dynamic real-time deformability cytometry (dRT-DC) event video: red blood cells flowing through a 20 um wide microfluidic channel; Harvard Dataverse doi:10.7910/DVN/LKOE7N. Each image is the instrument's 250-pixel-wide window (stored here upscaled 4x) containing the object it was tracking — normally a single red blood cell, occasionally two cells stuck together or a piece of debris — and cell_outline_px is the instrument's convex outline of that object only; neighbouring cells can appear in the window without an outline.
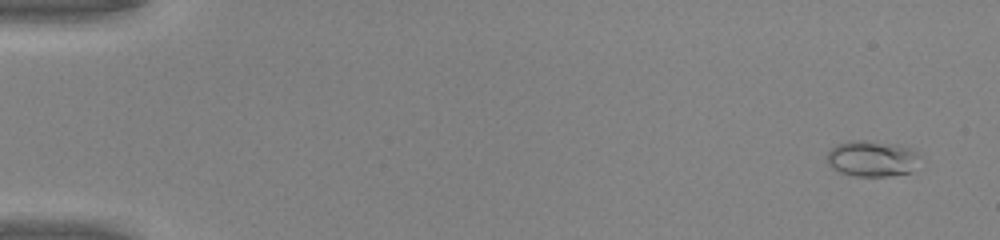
{"species": "common noctule bat (a hibernating species)", "species_latin": "Nyctalus noctula", "temperature_condition": "warm", "stored_images_in_passage": 50, "camera_frame_rate_fps": 3000, "um_per_image_px": 0.085, "animal": {"sex": "male", "body_mass_g": 20.0, "forearm_length_mm": 53.3}, "frame": {"image": 1, "passage_image": 3, "time_ms": 0.667, "image_size_px": [1000, 240], "cell_outline_px": [[916, 152], [908, 172], [888, 176], [856, 176], [844, 172], [836, 168], [828, 160], [828, 152], [832, 148], [848, 140], [864, 140], [892, 144], [908, 148]], "centroid_in_image_um": [74.04, 13.46], "position_along_channel_um": 11.0, "area_um2": 18.15}}
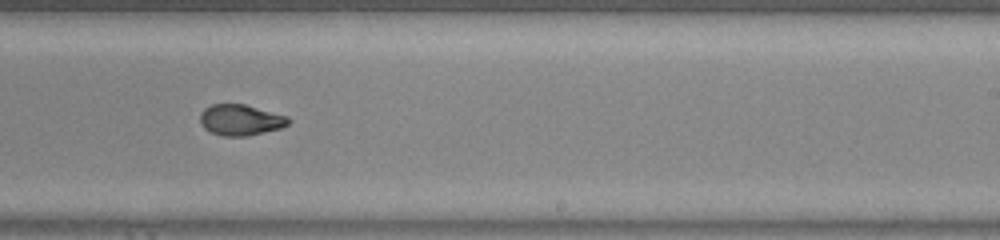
{"frame": {"image": 2, "passage_image": 32, "time_ms": 10.333, "image_size_px": [1000, 240], "cell_outline_px": [[292, 120], [288, 124], [280, 128], [248, 136], [224, 136], [212, 132], [204, 128], [200, 124], [200, 112], [204, 108], [212, 104], [244, 104], [288, 116]], "centroid_in_image_um": [20.44, 10.19], "position_along_channel_um": 268.6, "area_um2": 15.95}}
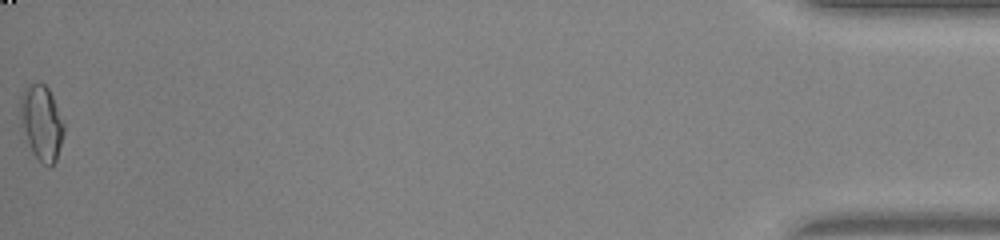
{"frame": {"image": 3, "passage_image": 50, "time_ms": 16.333, "image_size_px": [1000, 240], "cell_outline_px": [[64, 132], [56, 160], [48, 168], [32, 152], [20, 124], [20, 96], [24, 88], [32, 84], [44, 84], [48, 88], [64, 120]], "centroid_in_image_um": [3.53, 10.43], "position_along_channel_um": 431.7, "area_um2": 18.96}, "authors_computed_cell_mechanics": {"area_um2": 16.2996, "velocity_mm_per_s": 4.2623, "shape_relaxation_time_tau1_ms": 5.0186, "shape_relaxation_time_tau2_ms": 1.2742, "deformation_change_tau1": 0.2137, "deformation_change_tau2": 0.06}}